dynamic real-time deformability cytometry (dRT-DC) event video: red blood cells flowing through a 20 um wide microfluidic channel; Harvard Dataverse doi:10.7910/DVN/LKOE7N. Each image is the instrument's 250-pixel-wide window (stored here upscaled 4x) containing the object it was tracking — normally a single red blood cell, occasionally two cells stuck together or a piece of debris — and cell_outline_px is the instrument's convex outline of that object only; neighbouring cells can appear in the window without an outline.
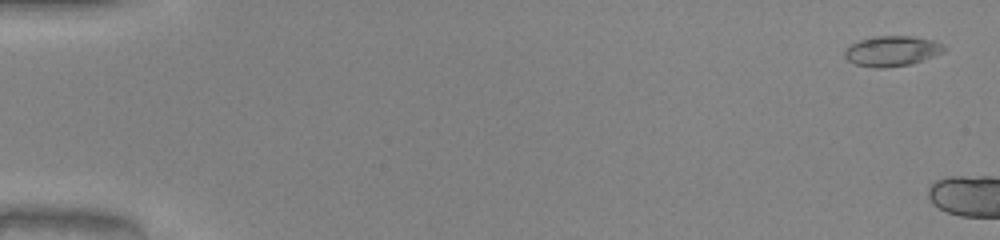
{"species": "common noctule bat (a hibernating species)", "species_latin": "Nyctalus noctula", "temperature_condition": "warm", "stored_images_in_passage": 5, "camera_frame_rate_fps": 3000, "um_per_image_px": 0.085, "animal": {"sex": "male", "body_mass_g": 20.0, "forearm_length_mm": 53.3}, "frame": {"image": 1, "passage_image": 2, "time_ms": 0.333, "image_size_px": [1000, 240], "cell_outline_px": [[948, 48], [944, 52], [912, 64], [884, 68], [876, 68], [856, 64], [848, 60], [844, 56], [844, 52], [852, 44], [860, 40], [876, 36], [912, 36], [932, 40], [944, 44]], "centroid_in_image_um": [75.86, 4.34], "position_along_channel_um": 9.1, "area_um2": 17.51}}